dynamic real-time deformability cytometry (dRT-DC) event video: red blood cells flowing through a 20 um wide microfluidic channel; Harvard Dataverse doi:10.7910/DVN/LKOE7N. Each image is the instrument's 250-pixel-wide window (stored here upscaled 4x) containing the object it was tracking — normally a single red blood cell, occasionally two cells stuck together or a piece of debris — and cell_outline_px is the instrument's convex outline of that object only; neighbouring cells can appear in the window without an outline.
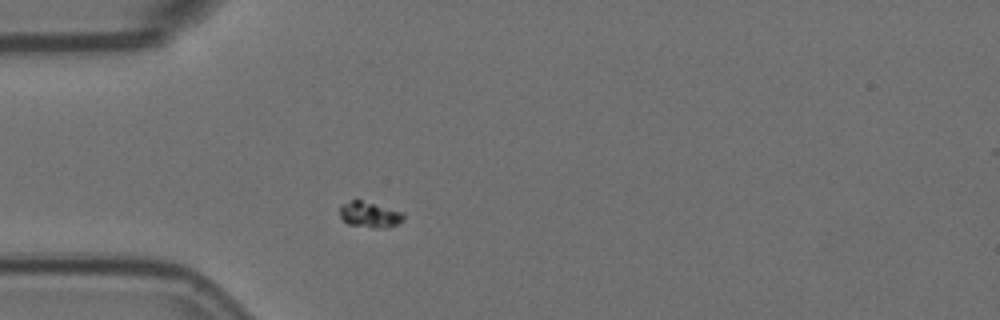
{"species": "Egyptian fruit bat (a non-hibernating species)", "species_latin": "Rousettus aegyptiacus", "temperature_condition": "room temperature", "stored_images_in_passage": 3, "camera_frame_rate_fps": 3000, "um_per_image_px": 0.085, "animal": {"sex": "female"}, "frame": {"image": 1, "passage_image": 2, "time_ms": 0.333, "image_size_px": [1000, 320], "cell_outline_px": [[404, 220], [400, 224], [388, 228], [372, 228], [348, 224], [340, 216], [340, 204], [356, 196], [404, 212]], "centroid_in_image_um": [31.43, 18.19], "position_along_channel_um": 53.6, "area_um2": 10.4}}